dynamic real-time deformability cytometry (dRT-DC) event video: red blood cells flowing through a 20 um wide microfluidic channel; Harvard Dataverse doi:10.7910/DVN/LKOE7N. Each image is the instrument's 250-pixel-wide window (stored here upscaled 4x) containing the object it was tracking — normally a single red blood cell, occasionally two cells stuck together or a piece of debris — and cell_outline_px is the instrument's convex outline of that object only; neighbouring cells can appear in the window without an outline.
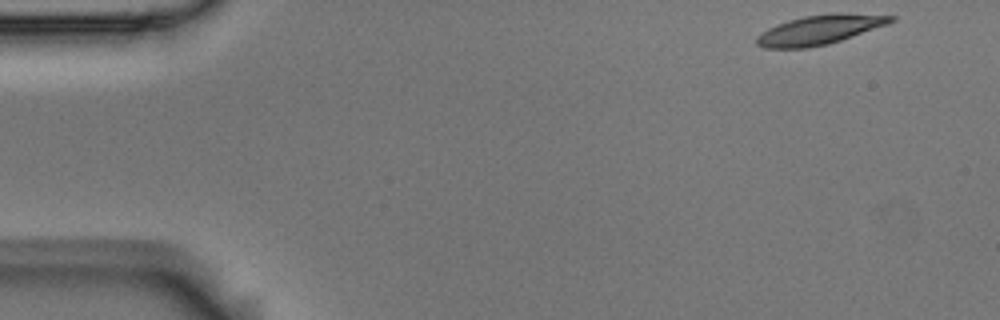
{"species": "Egyptian fruit bat (a non-hibernating species)", "species_latin": "Rousettus aegyptiacus", "temperature_condition": "room temperature", "stored_images_in_passage": 5, "camera_frame_rate_fps": 3000, "um_per_image_px": 0.085, "animal": {"sex": "male"}, "frame": {"image": 1, "passage_image": 1, "time_ms": 0.0, "image_size_px": [1000, 320], "cell_outline_px": [[896, 20], [888, 24], [828, 44], [808, 48], [764, 48], [756, 44], [756, 36], [768, 28], [776, 24], [788, 20], [804, 16], [836, 12], [840, 12], [896, 16]], "centroid_in_image_um": [69.66, 2.52], "position_along_channel_um": 15.3, "area_um2": 23.06}}
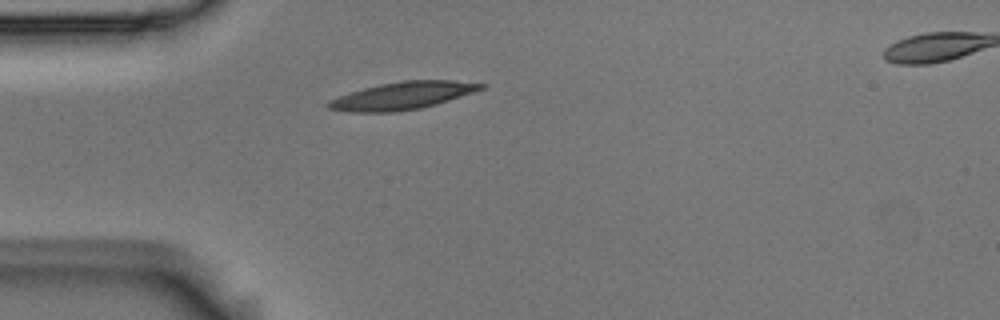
{"frame": {"image": 2, "passage_image": 4, "time_ms": 1.0, "image_size_px": [1000, 320], "cell_outline_px": [[488, 84], [484, 88], [436, 104], [420, 108], [392, 112], [352, 112], [328, 108], [324, 104], [328, 100], [364, 88], [380, 84], [400, 80], [452, 80]], "centroid_in_image_um": [34.2, 8.13], "position_along_channel_um": 50.8, "area_um2": 24.22}}